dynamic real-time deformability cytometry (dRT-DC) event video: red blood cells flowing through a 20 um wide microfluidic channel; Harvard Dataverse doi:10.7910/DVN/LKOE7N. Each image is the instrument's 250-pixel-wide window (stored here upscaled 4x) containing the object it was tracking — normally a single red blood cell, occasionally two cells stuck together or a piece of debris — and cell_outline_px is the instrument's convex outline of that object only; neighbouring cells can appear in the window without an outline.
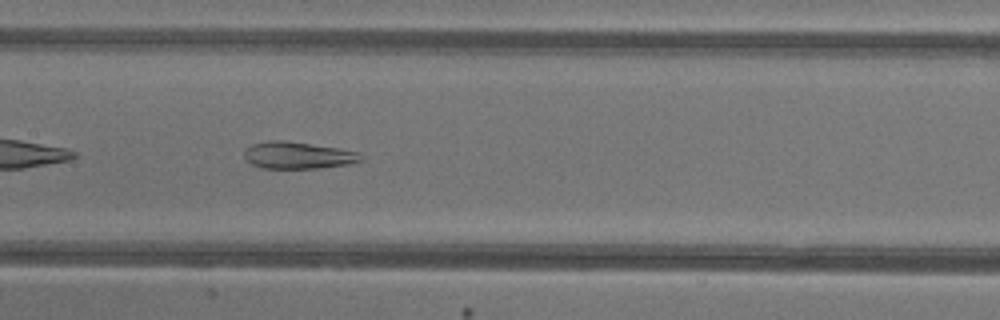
{"species": "common noctule bat (a hibernating species)", "species_latin": "Nyctalus noctula", "temperature_condition": "warm", "stored_images_in_passage": 37, "camera_frame_rate_fps": 3000, "um_per_image_px": 0.085, "animal": {"sex": "female"}, "frame": {"image": 1, "passage_image": 11, "time_ms": 3.333, "image_size_px": [1000, 320], "cell_outline_px": [[356, 160], [340, 164], [308, 168], [268, 168], [256, 164], [248, 160], [256, 144], [304, 144], [332, 148], [352, 152]], "centroid_in_image_um": [25.34, 13.27], "position_along_channel_um": 182.1, "area_um2": 14.97}}
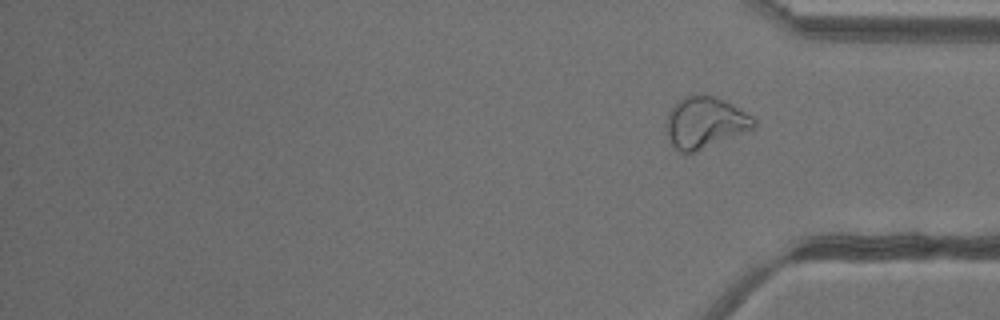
{"frame": {"image": 2, "passage_image": 37, "time_ms": 12.0, "image_size_px": [1000, 320], "cell_outline_px": [[752, 124], [688, 152], [680, 148], [672, 140], [672, 112], [684, 100], [696, 96], [708, 96], [728, 104], [748, 116]], "centroid_in_image_um": [59.9, 10.36], "position_along_channel_um": 375.3, "area_um2": 20.98}}